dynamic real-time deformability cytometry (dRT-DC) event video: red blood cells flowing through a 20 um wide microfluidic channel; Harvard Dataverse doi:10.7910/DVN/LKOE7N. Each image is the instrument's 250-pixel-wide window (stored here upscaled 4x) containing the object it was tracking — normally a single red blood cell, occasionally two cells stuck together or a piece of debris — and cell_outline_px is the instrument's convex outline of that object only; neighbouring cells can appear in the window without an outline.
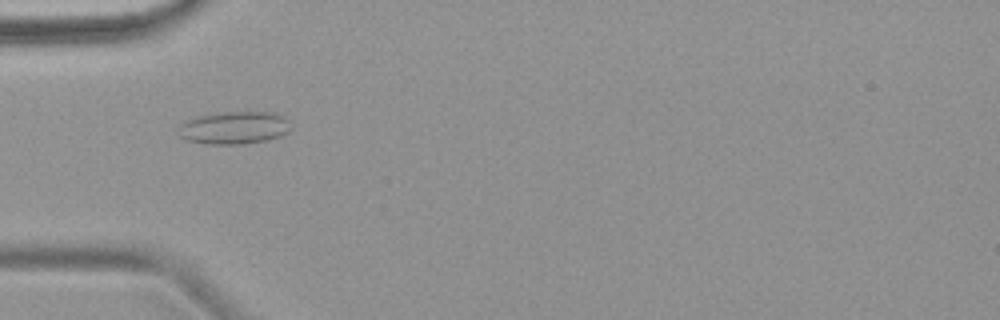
{"species": "common noctule bat (a hibernating species)", "species_latin": "Nyctalus noctula", "temperature_condition": "warm", "stored_images_in_passage": 7, "camera_frame_rate_fps": 3000, "um_per_image_px": 0.085, "animal": {"sex": "female", "body_mass_g": 18.4}, "frame": {"image": 1, "passage_image": 5, "time_ms": 5.333, "image_size_px": [1000, 320], "cell_outline_px": [[292, 128], [288, 132], [280, 136], [268, 140], [240, 144], [204, 144], [184, 140], [180, 136], [176, 128], [184, 120], [196, 116], [216, 112], [276, 112], [284, 116], [288, 120]], "centroid_in_image_um": [19.87, 10.85], "position_along_channel_um": 65.1, "area_um2": 21.96}}
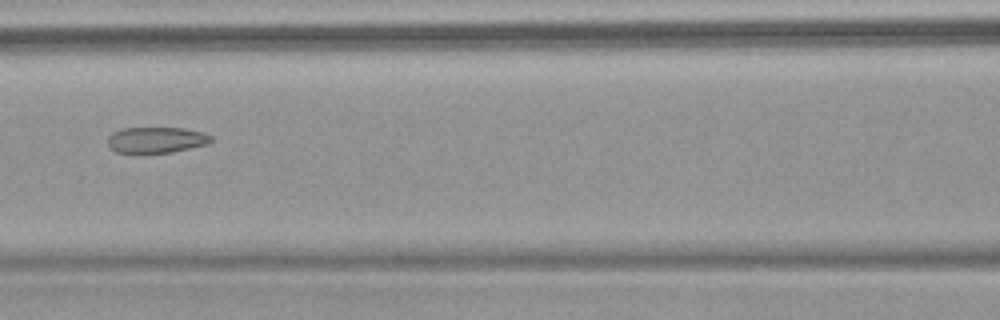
{"frame": {"image": 2, "passage_image": 7, "time_ms": 7.667, "image_size_px": [1000, 320], "cell_outline_px": [[212, 140], [208, 144], [172, 152], [136, 156], [116, 152], [108, 144], [108, 136], [112, 132], [120, 128], [184, 128], [204, 132], [212, 136]], "centroid_in_image_um": [13.24, 11.93], "position_along_channel_um": 153.4, "area_um2": 16.36}}